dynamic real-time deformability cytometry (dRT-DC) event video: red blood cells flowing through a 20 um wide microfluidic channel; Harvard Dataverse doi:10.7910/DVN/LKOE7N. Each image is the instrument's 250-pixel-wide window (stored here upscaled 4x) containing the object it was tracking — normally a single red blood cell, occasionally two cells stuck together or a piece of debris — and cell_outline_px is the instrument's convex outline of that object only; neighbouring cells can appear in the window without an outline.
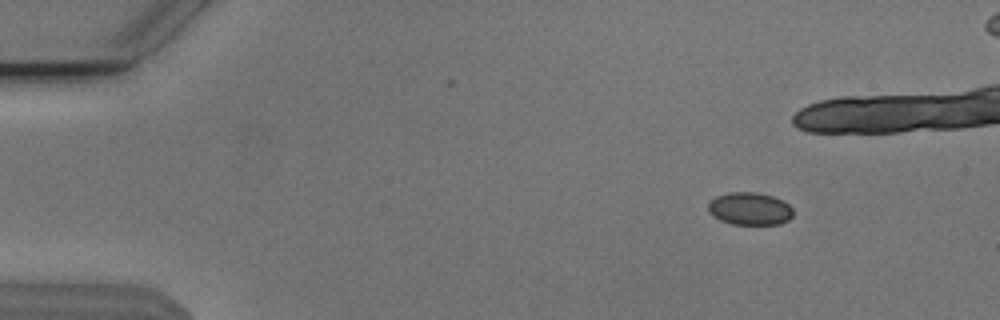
{"species": "Egyptian fruit bat (a non-hibernating species)", "species_latin": "Rousettus aegyptiacus", "temperature_condition": "cold", "stored_images_in_passage": 49, "camera_frame_rate_fps": 3000, "um_per_image_px": 0.085, "animal": {"sex": "male"}, "frame": {"image": 1, "passage_image": 1, "time_ms": 0.0, "image_size_px": [1000, 320], "cell_outline_px": [[792, 216], [788, 220], [780, 224], [732, 224], [720, 220], [708, 212], [708, 204], [716, 196], [728, 192], [756, 192], [772, 196], [788, 204], [792, 208]], "centroid_in_image_um": [63.71, 17.74], "position_along_channel_um": 21.3, "area_um2": 16.07}}
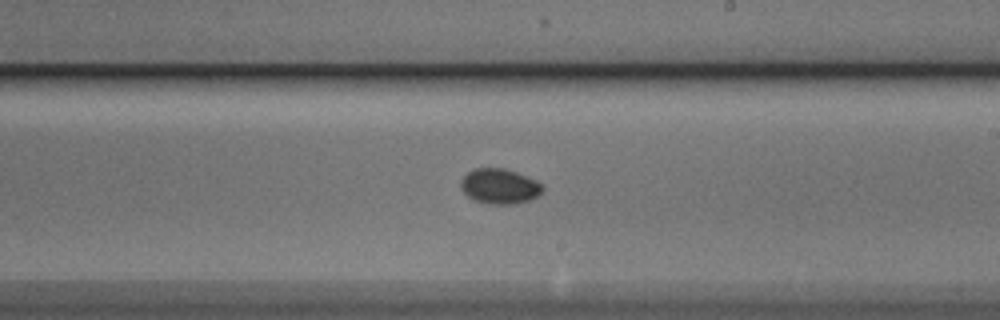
{"frame": {"image": 2, "passage_image": 26, "time_ms": 8.333, "image_size_px": [1000, 320], "cell_outline_px": [[544, 192], [528, 200], [512, 204], [492, 204], [476, 200], [468, 196], [464, 192], [460, 184], [460, 180], [472, 168], [504, 168], [516, 172], [536, 180], [544, 184]], "centroid_in_image_um": [42.49, 15.82], "position_along_channel_um": 246.5, "area_um2": 16.7}}
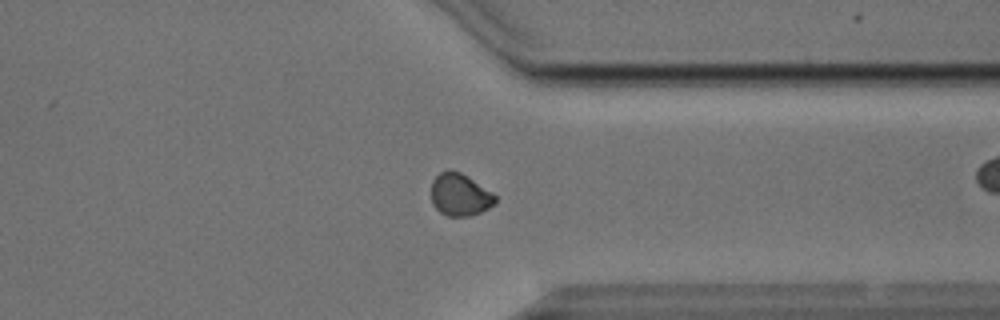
{"frame": {"image": 3, "passage_image": 36, "time_ms": 11.667, "image_size_px": [1000, 320], "cell_outline_px": [[496, 204], [472, 216], [448, 216], [440, 212], [432, 204], [432, 180], [440, 172], [448, 168], [460, 172], [492, 192], [496, 196]], "centroid_in_image_um": [39.09, 16.55], "position_along_channel_um": 372.3, "area_um2": 15.84}, "authors_computed_cell_mechanics": {"area_um2": 16.2418, "velocity_mm_per_s": 3.8121, "shape_relaxation_time_tau1_ms": 2.5609, "shape_relaxation_time_tau2_ms": null, "deformation_change_tau1": 0.0423, "deformation_change_tau2": null}}